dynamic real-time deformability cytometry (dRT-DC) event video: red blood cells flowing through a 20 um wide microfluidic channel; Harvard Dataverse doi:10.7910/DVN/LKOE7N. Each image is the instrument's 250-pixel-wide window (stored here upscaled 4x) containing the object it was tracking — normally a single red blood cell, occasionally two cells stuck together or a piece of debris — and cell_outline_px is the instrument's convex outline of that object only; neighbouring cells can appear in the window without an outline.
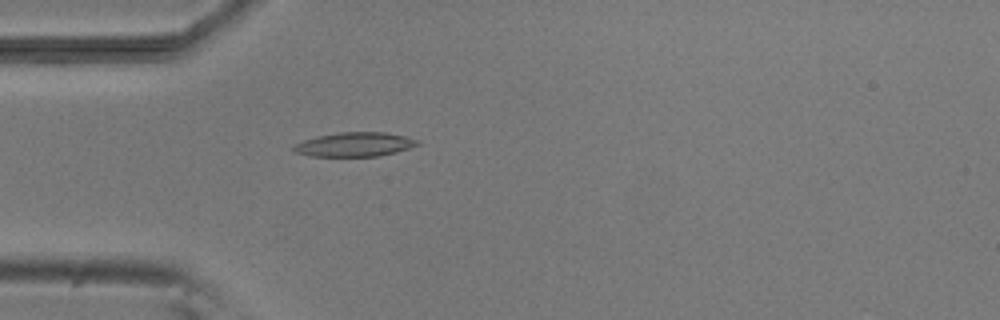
{"species": "common noctule bat (a hibernating species)", "species_latin": "Nyctalus noctula", "temperature_condition": "room temperature", "stored_images_in_passage": 4, "camera_frame_rate_fps": 3000, "um_per_image_px": 0.085, "animal": {"sex": "male", "body_mass_g": 20.5, "forearm_length_mm": 52.5}, "frame": {"image": 1, "passage_image": 4, "time_ms": 4.0, "image_size_px": [1000, 320], "cell_outline_px": [[420, 144], [396, 152], [376, 156], [308, 156], [292, 152], [292, 144], [316, 136], [340, 132], [388, 132], [420, 140]], "centroid_in_image_um": [30.09, 12.27], "position_along_channel_um": 54.9, "area_um2": 17.63}}